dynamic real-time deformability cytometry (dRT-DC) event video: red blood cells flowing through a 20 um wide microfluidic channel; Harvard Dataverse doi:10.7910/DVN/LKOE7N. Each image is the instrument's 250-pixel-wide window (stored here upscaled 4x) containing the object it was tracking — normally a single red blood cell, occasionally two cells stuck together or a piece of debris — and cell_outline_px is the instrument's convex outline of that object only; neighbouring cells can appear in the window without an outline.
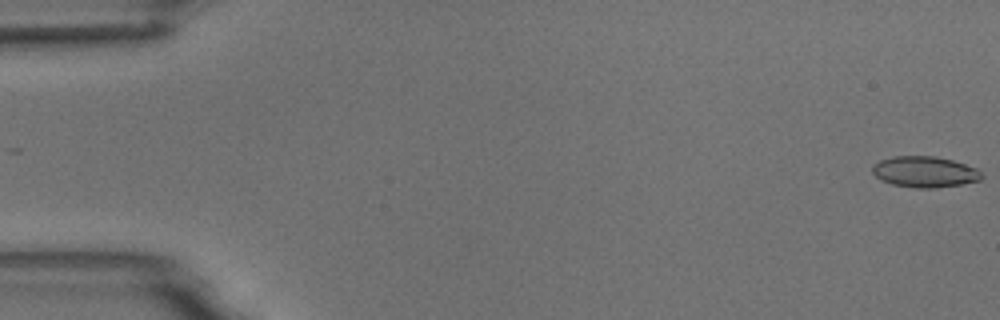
{"species": "common noctule bat (a hibernating species)", "species_latin": "Nyctalus noctula", "temperature_condition": "room temperature", "stored_images_in_passage": 6, "camera_frame_rate_fps": 3000, "um_per_image_px": 0.085, "animal": {"sex": "male", "body_mass_g": 18.8}, "frame": {"image": 1, "passage_image": 1, "time_ms": 0.0, "image_size_px": [1000, 320], "cell_outline_px": [[984, 176], [980, 180], [960, 184], [936, 188], [916, 188], [892, 184], [880, 180], [872, 172], [872, 164], [880, 160], [892, 156], [936, 156], [952, 160], [976, 168]], "centroid_in_image_um": [78.57, 14.6], "position_along_channel_um": 6.4, "area_um2": 19.77}}